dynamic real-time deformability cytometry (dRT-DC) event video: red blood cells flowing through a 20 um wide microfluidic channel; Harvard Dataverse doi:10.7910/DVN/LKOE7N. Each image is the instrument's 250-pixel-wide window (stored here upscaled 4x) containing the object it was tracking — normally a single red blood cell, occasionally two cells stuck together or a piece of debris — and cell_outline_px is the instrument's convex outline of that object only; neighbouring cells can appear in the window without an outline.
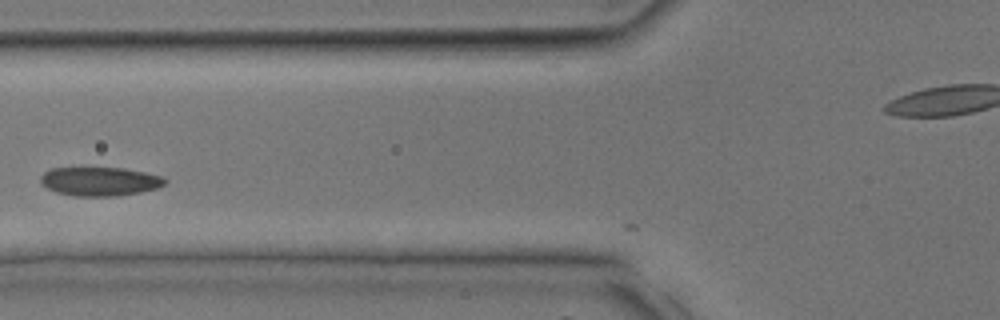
{"species": "common noctule bat (a hibernating species)", "species_latin": "Nyctalus noctula", "temperature_condition": "room temperature", "stored_images_in_passage": 3, "camera_frame_rate_fps": 3000, "um_per_image_px": 0.085, "animal": {"sex": "male", "body_mass_g": 17.9, "forearm_length_mm": 54.2}, "frame": {"image": 1, "passage_image": 2, "time_ms": 0.333, "image_size_px": [1000, 320], "cell_outline_px": [[168, 180], [164, 184], [156, 188], [140, 192], [116, 196], [72, 196], [56, 192], [40, 184], [40, 176], [44, 172], [52, 168], [124, 168], [164, 176]], "centroid_in_image_um": [8.48, 15.42], "position_along_channel_um": 117.3, "area_um2": 20.98}}